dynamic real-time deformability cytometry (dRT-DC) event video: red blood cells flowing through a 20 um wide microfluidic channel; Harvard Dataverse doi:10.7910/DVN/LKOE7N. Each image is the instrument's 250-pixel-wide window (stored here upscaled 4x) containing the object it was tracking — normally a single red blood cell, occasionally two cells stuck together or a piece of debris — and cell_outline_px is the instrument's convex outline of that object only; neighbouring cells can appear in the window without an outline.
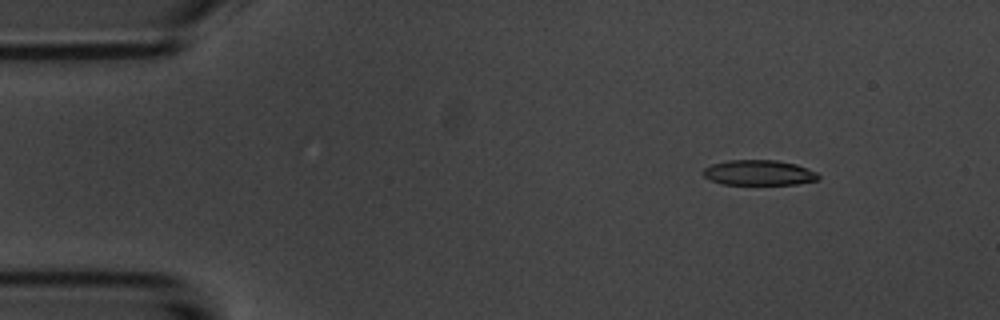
{"species": "common noctule bat (a hibernating species)", "species_latin": "Nyctalus noctula", "temperature_condition": "room temperature", "stored_images_in_passage": 4, "camera_frame_rate_fps": 3000, "um_per_image_px": 0.085, "animal": {"sex": "male", "body_mass_g": 20.1, "forearm_length_mm": 53.5}, "frame": {"image": 1, "passage_image": 2, "time_ms": 1.333, "image_size_px": [1000, 320], "cell_outline_px": [[820, 180], [796, 184], [724, 184], [712, 180], [704, 176], [700, 172], [704, 168], [712, 164], [728, 160], [776, 160], [796, 164], [816, 172], [820, 176]], "centroid_in_image_um": [64.51, 14.67], "position_along_channel_um": 20.5, "area_um2": 16.94}}
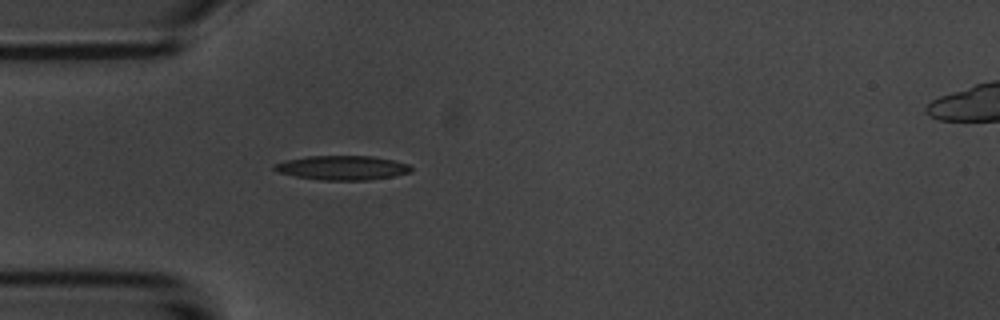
{"frame": {"image": 2, "passage_image": 4, "time_ms": 4.333, "image_size_px": [1000, 320], "cell_outline_px": [[412, 172], [396, 176], [368, 180], [320, 180], [296, 176], [276, 172], [272, 168], [272, 164], [284, 160], [308, 156], [372, 156], [392, 160], [408, 164], [412, 168]], "centroid_in_image_um": [29.06, 14.26], "position_along_channel_um": 55.9, "area_um2": 19.54}}